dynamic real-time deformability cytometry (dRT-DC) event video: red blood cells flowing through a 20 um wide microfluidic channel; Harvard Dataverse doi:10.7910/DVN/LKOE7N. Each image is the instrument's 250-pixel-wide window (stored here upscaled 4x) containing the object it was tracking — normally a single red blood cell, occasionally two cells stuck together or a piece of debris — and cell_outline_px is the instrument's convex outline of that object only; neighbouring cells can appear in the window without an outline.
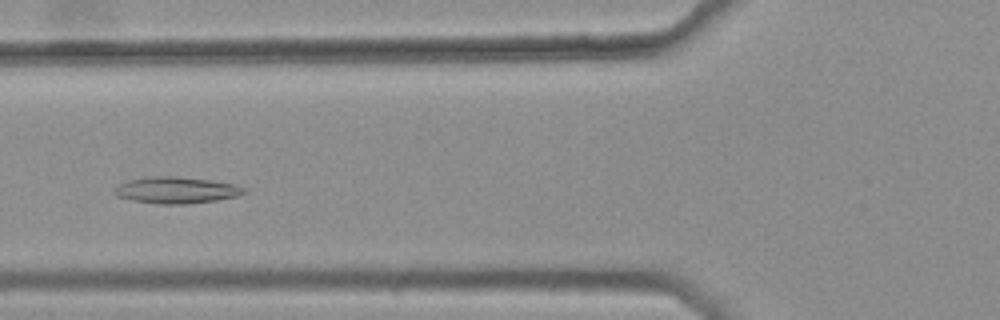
{"species": "common noctule bat (a hibernating species)", "species_latin": "Nyctalus noctula", "temperature_condition": "warm", "stored_images_in_passage": 31, "camera_frame_rate_fps": 3000, "um_per_image_px": 0.085, "animal": {"sex": "female", "body_mass_g": 25.1}, "frame": {"image": 1, "passage_image": 10, "time_ms": 3.0, "image_size_px": [1000, 320], "cell_outline_px": [[248, 192], [236, 196], [216, 200], [184, 204], [160, 204], [132, 200], [116, 196], [112, 192], [120, 184], [128, 180], [148, 176], [176, 176], [212, 180], [236, 184], [244, 188]], "centroid_in_image_um": [14.99, 16.15], "position_along_channel_um": 110.8, "area_um2": 20.06}}
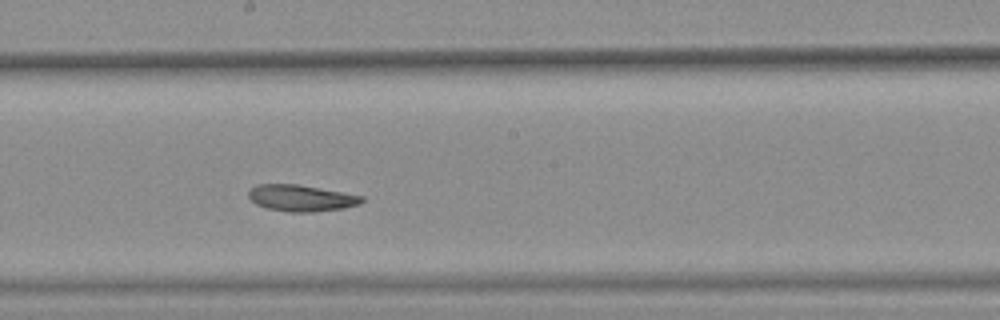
{"frame": {"image": 2, "passage_image": 19, "time_ms": 6.0, "image_size_px": [1000, 320], "cell_outline_px": [[364, 200], [360, 204], [344, 208], [312, 212], [288, 212], [268, 208], [256, 204], [248, 196], [248, 192], [256, 184], [296, 184], [364, 196]], "centroid_in_image_um": [25.6, 16.84], "position_along_channel_um": 222.6, "area_um2": 17.34}}
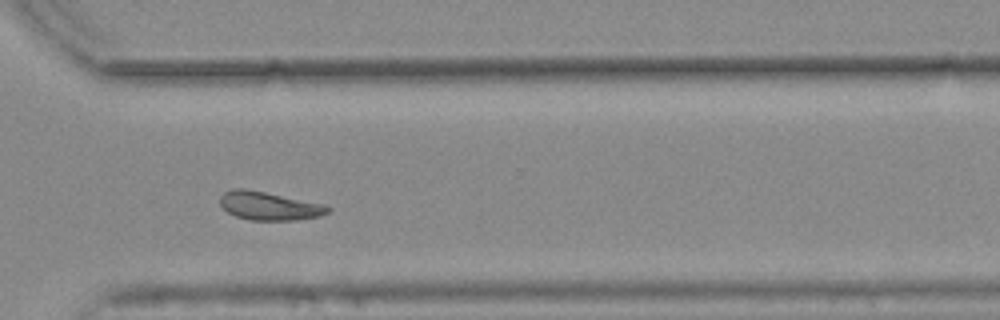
{"frame": {"image": 3, "passage_image": 29, "time_ms": 9.333, "image_size_px": [1000, 320], "cell_outline_px": [[332, 208], [328, 212], [320, 216], [296, 220], [248, 220], [236, 216], [228, 212], [220, 204], [220, 196], [224, 192], [232, 188], [244, 188], [328, 204]], "centroid_in_image_um": [22.91, 17.49], "position_along_channel_um": 347.7, "area_um2": 18.03}, "authors_computed_cell_mechanics": {"area_um2": 18.0336, "velocity_mm_per_s": 3.7357, "shape_relaxation_time_tau1_ms": null, "shape_relaxation_time_tau2_ms": 7.7937, "deformation_change_tau1": null, "deformation_change_tau2": 0.1172}}